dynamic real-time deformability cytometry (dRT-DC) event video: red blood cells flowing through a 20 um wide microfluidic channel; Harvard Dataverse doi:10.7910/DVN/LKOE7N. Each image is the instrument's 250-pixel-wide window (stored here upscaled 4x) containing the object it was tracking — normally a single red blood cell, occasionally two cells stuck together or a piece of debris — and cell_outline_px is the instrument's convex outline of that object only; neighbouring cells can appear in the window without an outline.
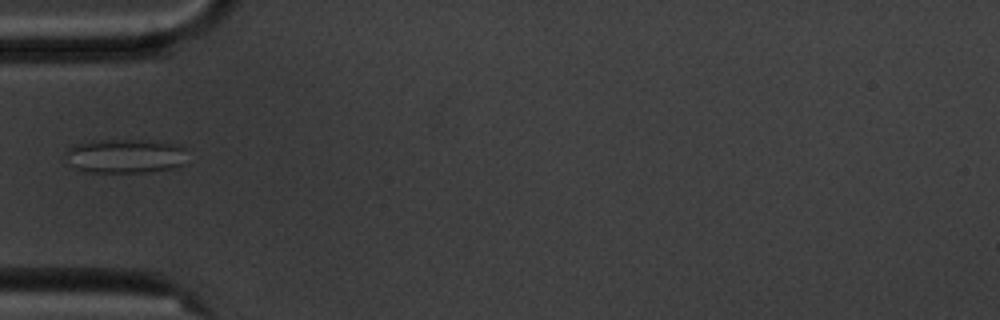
{"species": "common noctule bat (a hibernating species)", "species_latin": "Nyctalus noctula", "temperature_condition": "cold", "stored_images_in_passage": 2, "camera_frame_rate_fps": 3000, "um_per_image_px": 0.085, "animal": {"sex": "male", "body_mass_g": 20.1, "forearm_length_mm": 53.5}, "frame": {"image": 1, "passage_image": 2, "time_ms": 1.0, "image_size_px": [1000, 320], "cell_outline_px": [[184, 164], [176, 168], [144, 172], [84, 172], [76, 168], [64, 156], [64, 152], [72, 144], [92, 140], [152, 140], [184, 144]], "centroid_in_image_um": [10.65, 13.24], "position_along_channel_um": 74.4, "area_um2": 24.74}}